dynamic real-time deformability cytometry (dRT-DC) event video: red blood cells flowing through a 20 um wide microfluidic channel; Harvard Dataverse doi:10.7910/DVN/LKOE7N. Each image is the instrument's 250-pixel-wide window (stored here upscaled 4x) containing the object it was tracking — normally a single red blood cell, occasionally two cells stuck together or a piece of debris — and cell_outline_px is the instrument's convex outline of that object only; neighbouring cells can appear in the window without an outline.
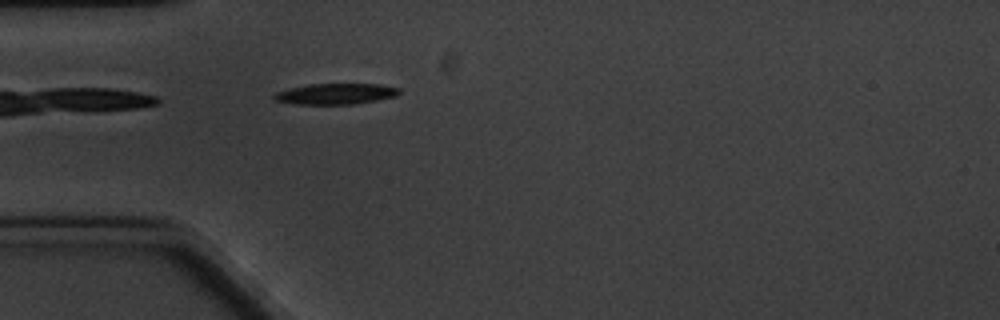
{"species": "common noctule bat (a hibernating species)", "species_latin": "Nyctalus noctula", "temperature_condition": "cold", "stored_images_in_passage": 1, "camera_frame_rate_fps": 3000, "um_per_image_px": 0.085, "animal": {"sex": "male", "body_mass_g": 20.1, "forearm_length_mm": 53.5}, "frame": {"image": 1, "passage_image": 1, "time_ms": 0.0, "image_size_px": [1000, 320], "cell_outline_px": [[400, 92], [396, 96], [376, 100], [352, 104], [296, 104], [272, 100], [272, 96], [276, 92], [308, 84], [380, 84], [400, 88]], "centroid_in_image_um": [28.52, 7.97], "position_along_channel_um": 56.5, "area_um2": 15.14}}